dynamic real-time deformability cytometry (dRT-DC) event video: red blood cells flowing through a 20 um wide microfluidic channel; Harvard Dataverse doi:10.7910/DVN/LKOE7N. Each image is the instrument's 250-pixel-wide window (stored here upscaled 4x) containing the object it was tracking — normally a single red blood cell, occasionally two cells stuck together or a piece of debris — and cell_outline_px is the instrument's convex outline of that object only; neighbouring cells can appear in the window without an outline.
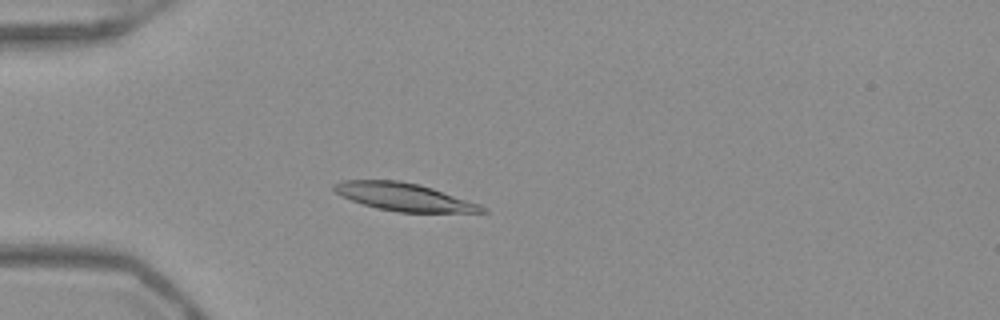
{"species": "Egyptian fruit bat (a non-hibernating species)", "species_latin": "Rousettus aegyptiacus", "temperature_condition": "warm", "stored_images_in_passage": 52, "camera_frame_rate_fps": 3000, "um_per_image_px": 0.085, "frame": {"image": 1, "passage_image": 15, "time_ms": 4.667, "image_size_px": [1000, 320], "cell_outline_px": [[488, 212], [400, 212], [376, 208], [340, 196], [332, 188], [332, 184], [344, 180], [400, 180], [420, 184], [480, 204], [488, 208]], "centroid_in_image_um": [34.33, 16.73], "position_along_channel_um": 50.7, "area_um2": 23.93}}
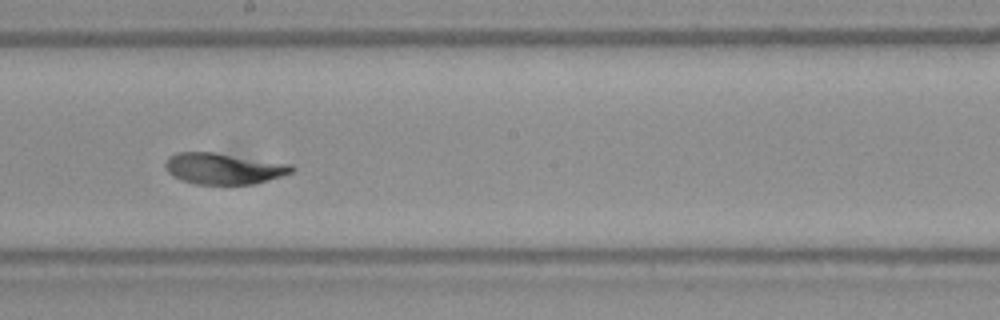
{"frame": {"image": 2, "passage_image": 30, "time_ms": 9.667, "image_size_px": [1000, 320], "cell_outline_px": [[296, 168], [292, 172], [256, 184], [196, 184], [180, 180], [172, 176], [164, 168], [164, 164], [168, 156], [176, 152], [216, 152], [292, 164]], "centroid_in_image_um": [18.98, 14.32], "position_along_channel_um": 229.2, "area_um2": 23.24}}
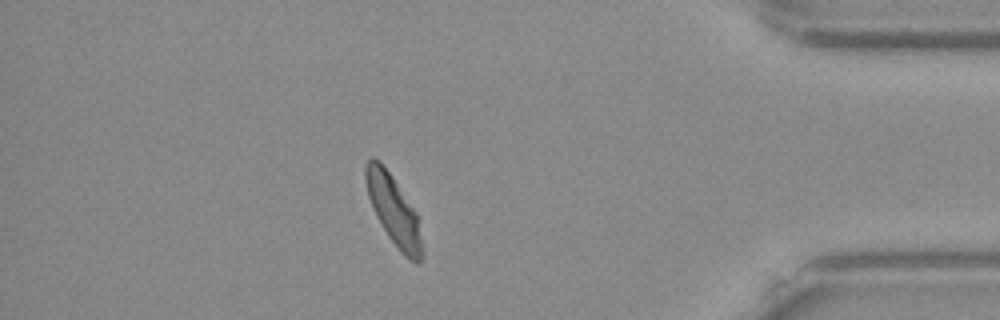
{"frame": {"image": 3, "passage_image": 46, "time_ms": 15.0, "image_size_px": [1000, 320], "cell_outline_px": [[424, 256], [416, 264], [408, 260], [400, 252], [388, 236], [376, 216], [368, 196], [364, 180], [364, 168], [368, 160], [372, 156], [380, 160], [416, 212]], "centroid_in_image_um": [33.44, 17.89], "position_along_channel_um": 401.8, "area_um2": 22.72}, "authors_computed_cell_mechanics": {"area_um2": 23.698, "velocity_mm_per_s": 3.902, "shape_relaxation_time_tau1_ms": 4.3478, "shape_relaxation_time_tau2_ms": 0.7493, "deformation_change_tau1": 0.1719, "deformation_change_tau2": 0.0361}}